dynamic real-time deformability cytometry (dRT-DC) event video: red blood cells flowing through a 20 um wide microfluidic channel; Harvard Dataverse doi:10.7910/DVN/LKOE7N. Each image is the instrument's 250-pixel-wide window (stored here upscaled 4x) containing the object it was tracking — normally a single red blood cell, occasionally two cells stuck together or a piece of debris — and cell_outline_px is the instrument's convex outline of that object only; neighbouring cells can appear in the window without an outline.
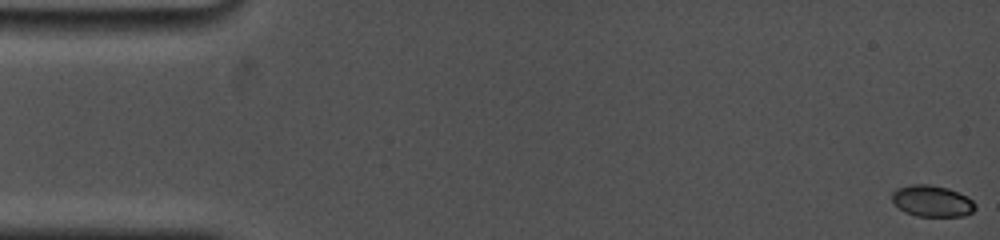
{"species": "common noctule bat (a hibernating species)", "species_latin": "Nyctalus noctula", "temperature_condition": "cold", "stored_images_in_passage": 29, "camera_frame_rate_fps": 5000, "um_per_image_px": 0.085, "animal": {"sex": "female", "body_mass_g": 19.0, "forearm_length_mm": 53.3}, "frame": {"image": 1, "passage_image": 1, "time_ms": 0.0, "image_size_px": [1000, 240], "cell_outline_px": [[976, 208], [972, 212], [964, 216], [916, 216], [904, 212], [892, 200], [892, 192], [896, 188], [912, 184], [928, 184], [948, 188], [968, 196], [976, 204]], "centroid_in_image_um": [79.24, 17.08], "position_along_channel_um": 5.8, "area_um2": 15.32}}
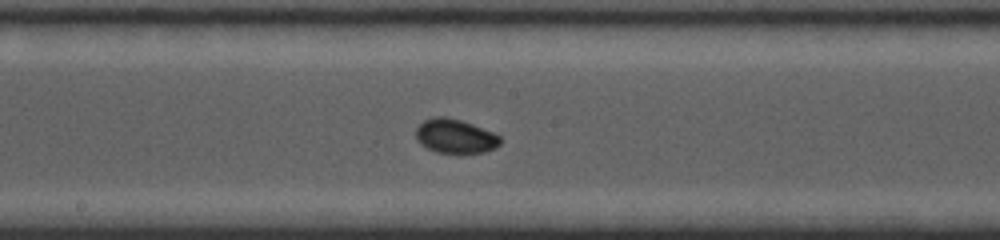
{"frame": {"image": 2, "passage_image": 15, "time_ms": 9.0, "image_size_px": [1000, 240], "cell_outline_px": [[500, 144], [496, 148], [484, 152], [436, 152], [420, 144], [416, 140], [416, 128], [424, 120], [432, 116], [444, 116], [460, 120], [472, 124], [492, 132], [500, 136]], "centroid_in_image_um": [38.67, 11.56], "position_along_channel_um": 209.5, "area_um2": 16.65}}
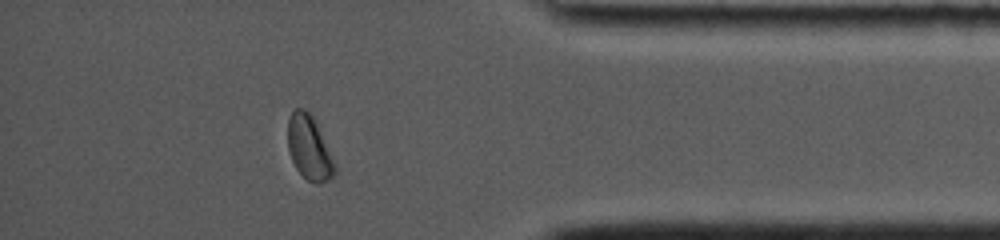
{"frame": {"image": 3, "passage_image": 26, "time_ms": 14.6, "image_size_px": [1000, 240], "cell_outline_px": [[336, 172], [328, 180], [320, 184], [316, 184], [308, 180], [296, 168], [292, 160], [288, 148], [288, 120], [292, 112], [296, 108], [304, 108], [316, 120], [336, 164]], "centroid_in_image_um": [26.3, 12.56], "position_along_channel_um": 408.9, "area_um2": 17.63}, "authors_computed_cell_mechanics": {"area_um2": 16.2418, "velocity_mm_per_s": 3.8065, "shape_relaxation_time_tau1_ms": 3.2228, "shape_relaxation_time_tau2_ms": 2.8471, "deformation_change_tau1": 0.0885, "deformation_change_tau2": 0.0319}}